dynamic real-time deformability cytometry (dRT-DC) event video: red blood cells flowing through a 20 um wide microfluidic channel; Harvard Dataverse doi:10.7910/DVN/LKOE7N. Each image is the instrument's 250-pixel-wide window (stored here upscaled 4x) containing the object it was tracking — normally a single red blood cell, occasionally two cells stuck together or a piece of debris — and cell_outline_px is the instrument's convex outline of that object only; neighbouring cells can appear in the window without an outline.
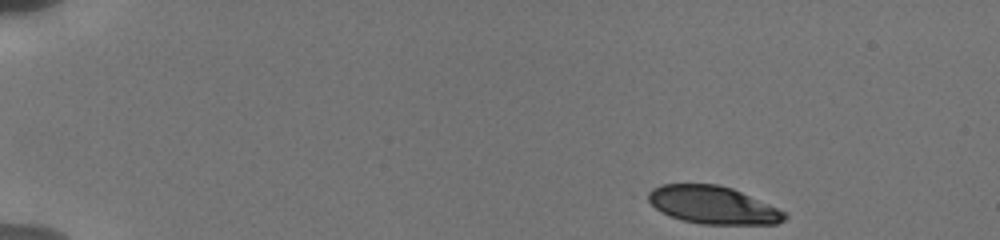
{"species": "human", "species_latin": "Homo sapiens", "temperature_condition": "cold", "stored_images_in_passage": 20, "camera_frame_rate_fps": 3000, "um_per_image_px": 0.085, "donor": {"sex": "male"}, "frame": {"image": 1, "passage_image": 1, "time_ms": 0.0, "image_size_px": [1000, 240], "cell_outline_px": [[788, 216], [784, 220], [776, 224], [700, 224], [684, 220], [660, 212], [648, 200], [648, 192], [652, 188], [660, 184], [716, 184], [732, 188], [788, 212]], "centroid_in_image_um": [60.62, 17.42], "position_along_channel_um": 24.4, "area_um2": 30.0}}
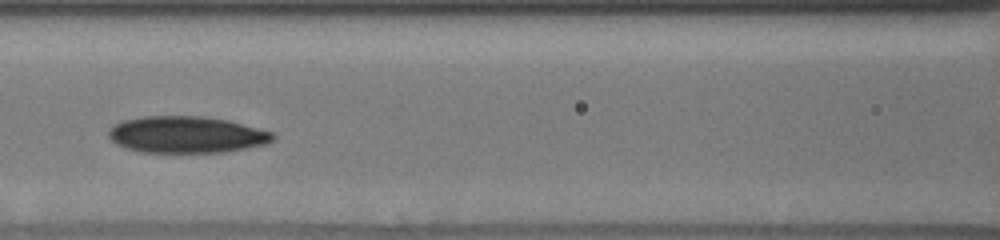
{"frame": {"image": 2, "passage_image": 8, "time_ms": 6.333, "image_size_px": [1000, 240], "cell_outline_px": [[276, 136], [268, 144], [224, 152], [140, 152], [124, 148], [116, 144], [108, 136], [108, 128], [120, 120], [140, 116], [204, 116], [228, 120], [272, 132]], "centroid_in_image_um": [15.8, 11.44], "position_along_channel_um": 150.8, "area_um2": 35.43}}
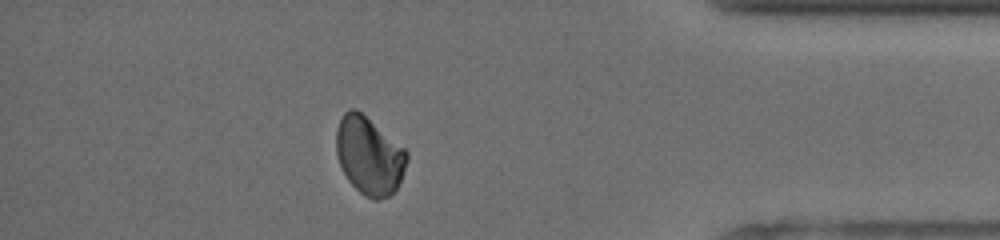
{"frame": {"image": 3, "passage_image": 18, "time_ms": 13.667, "image_size_px": [1000, 240], "cell_outline_px": [[408, 160], [400, 180], [396, 188], [388, 196], [376, 200], [364, 196], [348, 180], [340, 164], [336, 152], [336, 128], [344, 112], [348, 108], [356, 108], [404, 148], [408, 152]], "centroid_in_image_um": [31.36, 13.21], "position_along_channel_um": 403.8, "area_um2": 31.73}}